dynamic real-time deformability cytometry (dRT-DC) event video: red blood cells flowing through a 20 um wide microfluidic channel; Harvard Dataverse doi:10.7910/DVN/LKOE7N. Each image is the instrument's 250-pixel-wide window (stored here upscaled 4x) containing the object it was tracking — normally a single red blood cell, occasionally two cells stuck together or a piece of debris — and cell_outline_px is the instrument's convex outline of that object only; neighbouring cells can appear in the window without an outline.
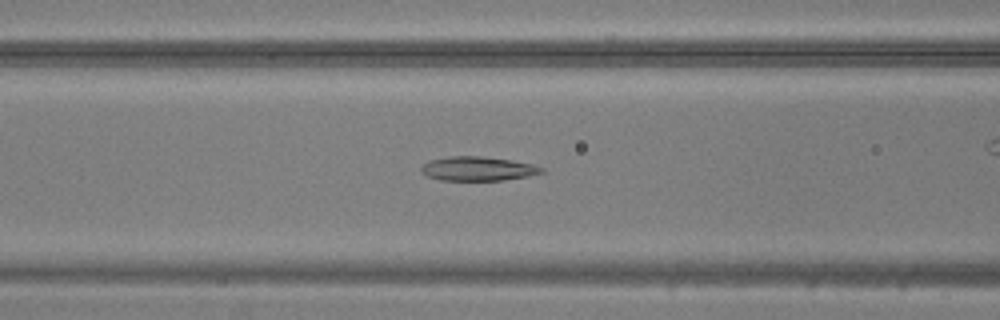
{"species": "common noctule bat (a hibernating species)", "species_latin": "Nyctalus noctula", "temperature_condition": "warm", "stored_images_in_passage": 33, "camera_frame_rate_fps": 3000, "um_per_image_px": 0.085, "animal": {"sex": "male", "body_mass_g": 20.5, "forearm_length_mm": 52.5}, "frame": {"image": 1, "passage_image": 14, "time_ms": 4.333, "image_size_px": [1000, 320], "cell_outline_px": [[544, 172], [528, 176], [504, 180], [440, 180], [428, 176], [420, 172], [420, 168], [428, 160], [448, 156], [480, 156], [508, 160], [532, 164], [544, 168]], "centroid_in_image_um": [40.58, 14.34], "position_along_channel_um": 126.0, "area_um2": 16.88}}
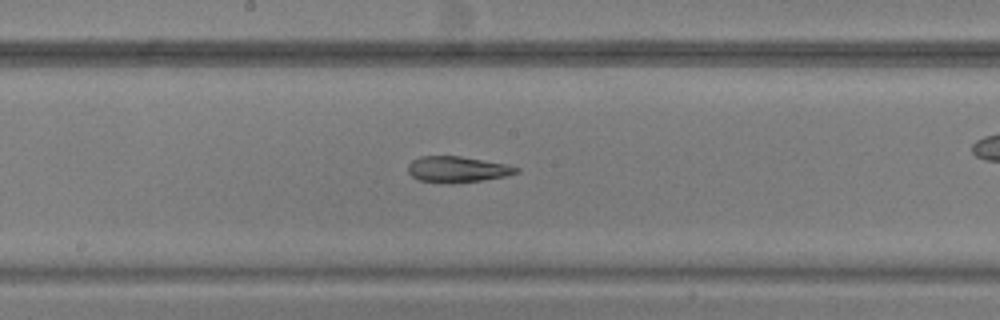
{"frame": {"image": 2, "passage_image": 20, "time_ms": 6.333, "image_size_px": [1000, 320], "cell_outline_px": [[520, 172], [504, 176], [480, 180], [452, 184], [420, 180], [412, 176], [408, 172], [408, 164], [412, 160], [420, 156], [460, 156], [508, 164], [520, 168]], "centroid_in_image_um": [38.88, 14.39], "position_along_channel_um": 209.3, "area_um2": 16.42}}
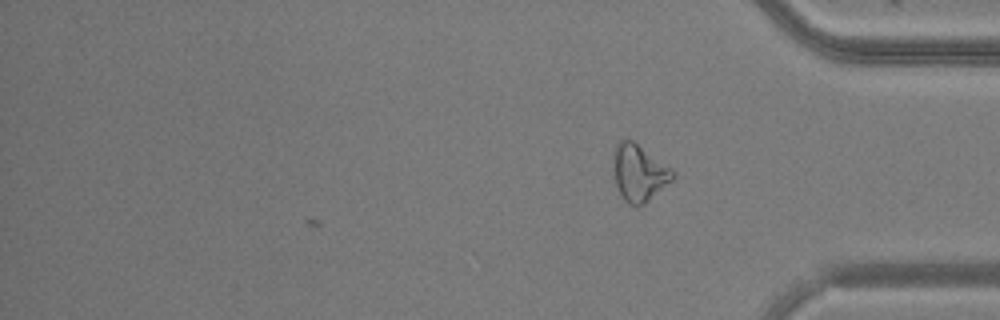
{"frame": {"image": 3, "passage_image": 33, "time_ms": 10.667, "image_size_px": [1000, 320], "cell_outline_px": [[676, 176], [672, 180], [644, 204], [628, 204], [624, 200], [616, 184], [612, 172], [612, 152], [616, 144], [620, 140], [632, 140], [672, 168], [676, 172]], "centroid_in_image_um": [54.29, 14.66], "position_along_channel_um": 380.9, "area_um2": 19.71}}